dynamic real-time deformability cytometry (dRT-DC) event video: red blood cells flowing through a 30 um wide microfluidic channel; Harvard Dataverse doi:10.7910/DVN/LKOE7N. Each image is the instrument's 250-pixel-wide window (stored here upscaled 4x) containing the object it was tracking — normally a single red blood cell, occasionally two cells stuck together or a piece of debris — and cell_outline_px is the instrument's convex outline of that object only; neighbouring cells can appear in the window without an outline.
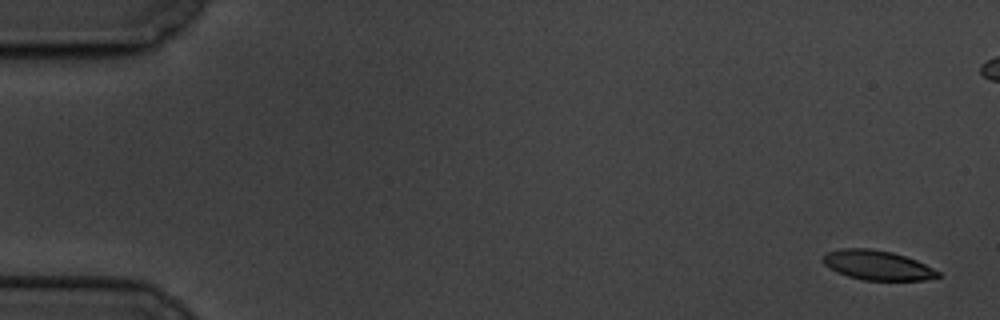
{"species": "common noctule bat (a hibernating species)", "species_latin": "Nyctalus noctula", "temperature_condition": "cold", "stored_images_in_passage": 10, "segment_of_instrument_passage": [1, 2], "camera_frame_rate_fps": 3000, "um_per_image_px": 0.085, "animal": {"sex": "male", "body_mass_g": 19.5, "forearm_length_mm": 54.6}, "frame": {"image": 1, "passage_image": 1, "time_ms": 0.0, "image_size_px": [1000, 320], "cell_outline_px": [[940, 276], [924, 280], [864, 280], [848, 276], [836, 272], [828, 268], [820, 260], [820, 256], [828, 252], [840, 248], [868, 248], [892, 252], [916, 260], [940, 272]], "centroid_in_image_um": [74.5, 22.53], "position_along_channel_um": 10.5, "area_um2": 19.88}}
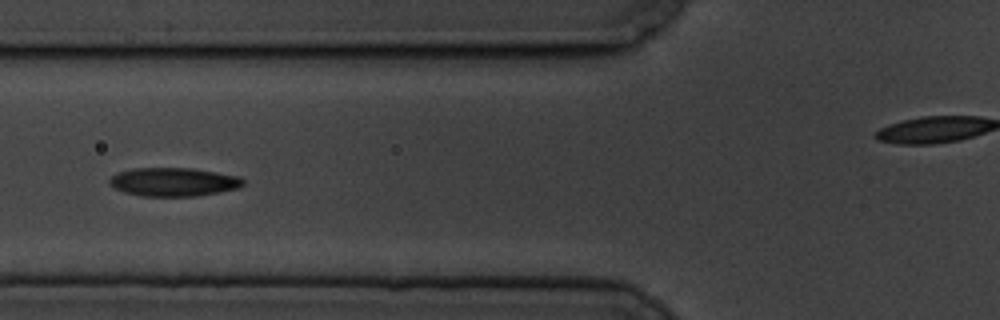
{"frame": {"image": 2, "passage_image": 7, "time_ms": 7.0, "image_size_px": [1000, 320], "cell_outline_px": [[244, 184], [240, 188], [220, 192], [196, 196], [140, 196], [124, 192], [108, 184], [108, 180], [116, 172], [132, 168], [192, 168], [240, 176], [244, 180]], "centroid_in_image_um": [14.75, 15.46], "position_along_channel_um": 111.0, "area_um2": 22.48}}
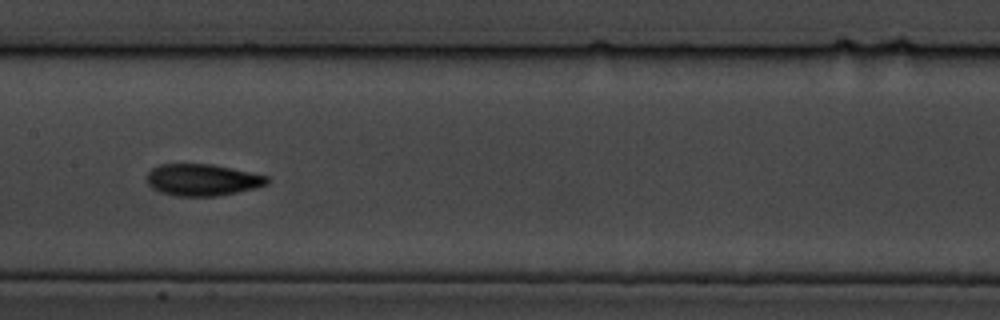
{"frame": {"image": 3, "passage_image": 9, "time_ms": 9.333, "image_size_px": [1000, 320], "cell_outline_px": [[268, 184], [256, 188], [216, 196], [176, 196], [160, 192], [152, 188], [148, 184], [148, 172], [152, 168], [160, 164], [212, 164], [232, 168], [268, 176]], "centroid_in_image_um": [17.2, 15.29], "position_along_channel_um": 190.2, "area_um2": 22.2}}